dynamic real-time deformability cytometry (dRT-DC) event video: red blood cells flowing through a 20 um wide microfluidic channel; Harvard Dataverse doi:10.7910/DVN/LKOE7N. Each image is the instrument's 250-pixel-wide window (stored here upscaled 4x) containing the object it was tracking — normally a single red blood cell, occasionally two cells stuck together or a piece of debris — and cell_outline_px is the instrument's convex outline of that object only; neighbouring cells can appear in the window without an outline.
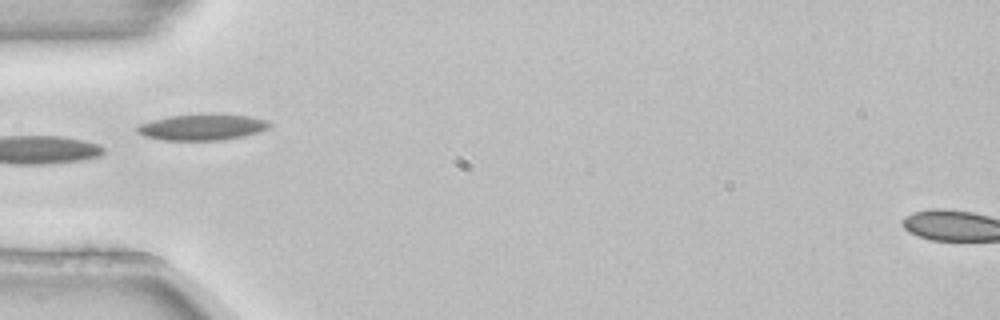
{"species": "common noctule bat (a hibernating species)", "species_latin": "Nyctalus noctula", "temperature_condition": "room temperature", "stored_images_in_passage": 5, "camera_frame_rate_fps": 3000, "um_per_image_px": 0.085, "animal": {"sex": "female", "body_mass_g": 22.7, "forearm_length_mm": 54.2}, "frame": {"image": 1, "passage_image": 4, "time_ms": 1.0, "image_size_px": [1000, 320], "cell_outline_px": [[272, 124], [268, 128], [260, 132], [244, 136], [220, 140], [164, 140], [144, 136], [136, 132], [136, 128], [140, 124], [152, 120], [168, 116], [212, 112], [220, 112], [252, 116], [268, 120]], "centroid_in_image_um": [17.25, 10.77], "position_along_channel_um": 67.8, "area_um2": 20.81}}